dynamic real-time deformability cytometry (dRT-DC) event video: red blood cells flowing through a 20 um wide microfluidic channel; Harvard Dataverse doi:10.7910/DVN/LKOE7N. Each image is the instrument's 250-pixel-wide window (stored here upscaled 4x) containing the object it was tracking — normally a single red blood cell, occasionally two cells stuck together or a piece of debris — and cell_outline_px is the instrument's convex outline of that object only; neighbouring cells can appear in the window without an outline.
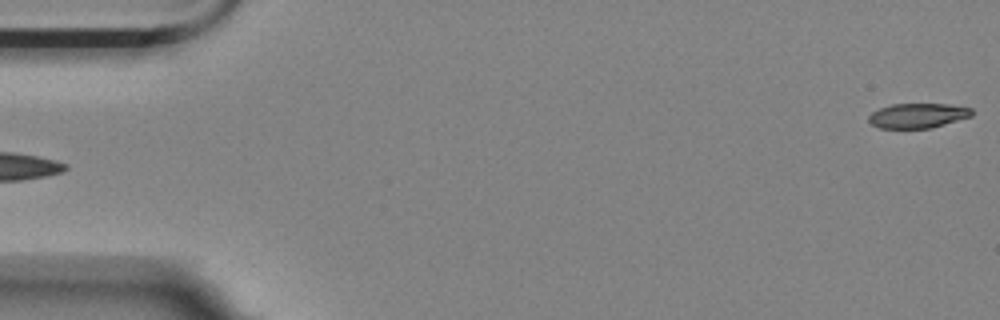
{"species": "Egyptian fruit bat (a non-hibernating species)", "species_latin": "Rousettus aegyptiacus", "temperature_condition": "room temperature", "stored_images_in_passage": 2, "segment_of_instrument_passage": [2, 2], "camera_frame_rate_fps": 3000, "um_per_image_px": 0.085, "animal": {"sex": "female"}, "frame": {"image": 1, "passage_image": 2, "time_ms": 1.0, "image_size_px": [1000, 320], "cell_outline_px": [[972, 116], [932, 128], [880, 128], [872, 124], [868, 120], [868, 116], [872, 112], [880, 108], [892, 104], [948, 104], [972, 108]], "centroid_in_image_um": [78.02, 9.83], "position_along_channel_um": 7.0, "area_um2": 14.85}}